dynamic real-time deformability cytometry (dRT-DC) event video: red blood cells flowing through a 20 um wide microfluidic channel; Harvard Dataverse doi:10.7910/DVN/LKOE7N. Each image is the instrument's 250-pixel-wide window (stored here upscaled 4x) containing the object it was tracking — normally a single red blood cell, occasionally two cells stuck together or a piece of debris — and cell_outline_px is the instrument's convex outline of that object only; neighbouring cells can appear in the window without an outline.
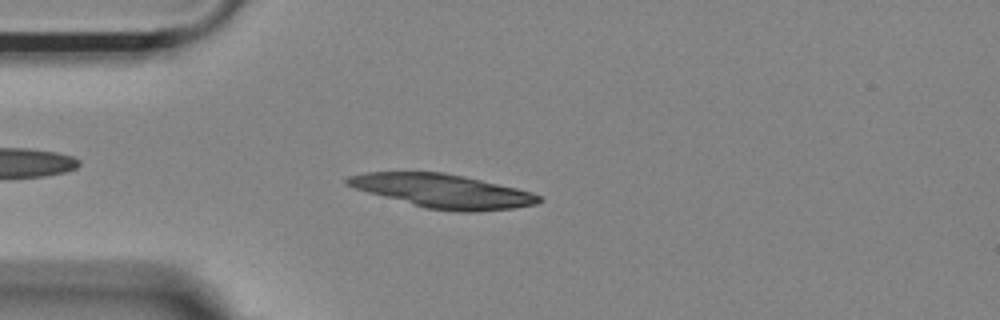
{"species": "Egyptian fruit bat (a non-hibernating species)", "species_latin": "Rousettus aegyptiacus", "temperature_condition": "room temperature", "stored_images_in_passage": 22, "camera_frame_rate_fps": 3000, "um_per_image_px": 0.085, "animal": {"sex": "female"}, "frame": {"image": 1, "passage_image": 13, "time_ms": 4.0, "image_size_px": [1000, 320], "cell_outline_px": [[544, 200], [536, 204], [516, 208], [472, 212], [460, 212], [424, 208], [356, 188], [344, 184], [344, 180], [348, 176], [364, 172], [444, 172], [464, 176], [516, 188], [532, 192], [540, 196]], "centroid_in_image_um": [37.66, 16.24], "position_along_channel_um": 47.3, "area_um2": 37.51}}